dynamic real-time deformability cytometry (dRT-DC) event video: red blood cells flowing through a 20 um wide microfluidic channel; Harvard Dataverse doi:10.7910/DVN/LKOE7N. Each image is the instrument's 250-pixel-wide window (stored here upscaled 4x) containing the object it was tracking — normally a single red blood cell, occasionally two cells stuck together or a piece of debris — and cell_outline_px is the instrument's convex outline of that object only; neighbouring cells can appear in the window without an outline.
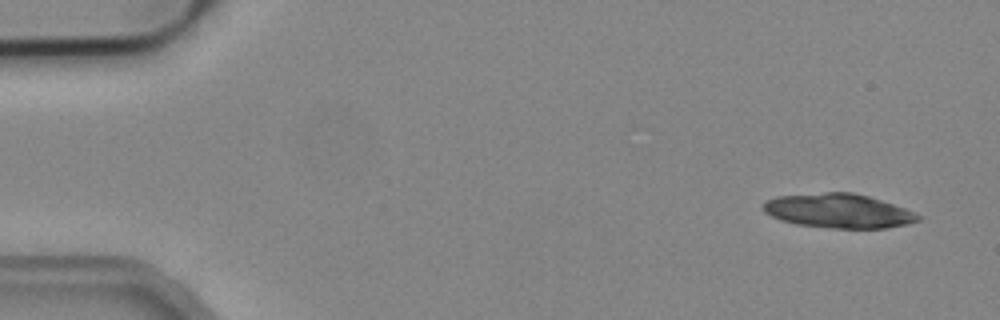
{"species": "common noctule bat (a hibernating species)", "species_latin": "Nyctalus noctula", "temperature_condition": "cold", "stored_images_in_passage": 3, "camera_frame_rate_fps": 3000, "um_per_image_px": 0.085, "animal": {"sex": "male", "body_mass_g": 19.2, "forearm_length_mm": 51.8}, "frame": {"image": 1, "passage_image": 1, "time_ms": 0.0, "image_size_px": [1000, 320], "cell_outline_px": [[920, 220], [908, 224], [888, 228], [828, 228], [796, 224], [780, 220], [764, 212], [760, 208], [764, 200], [776, 196], [824, 192], [852, 192], [868, 196], [916, 212], [920, 216]], "centroid_in_image_um": [71.22, 17.92], "position_along_channel_um": 13.8, "area_um2": 31.15}}